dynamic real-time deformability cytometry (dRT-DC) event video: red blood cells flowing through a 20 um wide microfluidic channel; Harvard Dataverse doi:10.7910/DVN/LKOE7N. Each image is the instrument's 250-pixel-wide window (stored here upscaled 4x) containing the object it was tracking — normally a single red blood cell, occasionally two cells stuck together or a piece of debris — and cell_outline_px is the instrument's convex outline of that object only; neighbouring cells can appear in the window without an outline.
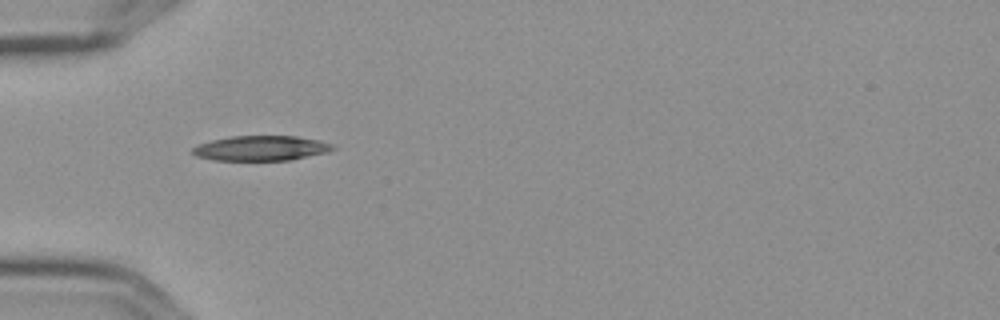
{"species": "Egyptian fruit bat (a non-hibernating species)", "species_latin": "Rousettus aegyptiacus", "temperature_condition": "cold", "stored_images_in_passage": 2, "camera_frame_rate_fps": 3000, "um_per_image_px": 0.085, "frame": {"image": 1, "passage_image": 1, "time_ms": 0.0, "image_size_px": [1000, 320], "cell_outline_px": [[336, 148], [328, 152], [292, 160], [212, 160], [196, 156], [192, 152], [192, 148], [200, 144], [212, 140], [232, 136], [296, 136], [320, 140], [332, 144]], "centroid_in_image_um": [22.22, 12.6], "position_along_channel_um": 62.8, "area_um2": 20.4}}
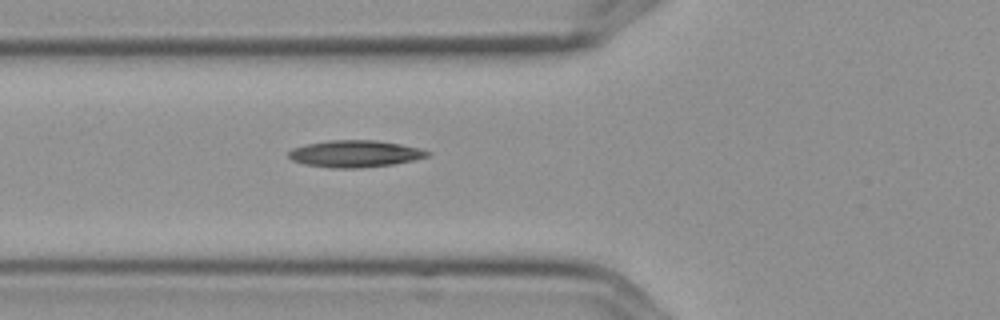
{"frame": {"image": 2, "passage_image": 2, "time_ms": 0.333, "image_size_px": [1000, 320], "cell_outline_px": [[432, 152], [428, 156], [412, 160], [392, 164], [360, 168], [332, 168], [304, 164], [292, 160], [288, 156], [288, 152], [292, 148], [304, 144], [328, 140], [376, 140], [400, 144], [420, 148]], "centroid_in_image_um": [30.14, 13.06], "position_along_channel_um": 95.7, "area_um2": 21.79}}